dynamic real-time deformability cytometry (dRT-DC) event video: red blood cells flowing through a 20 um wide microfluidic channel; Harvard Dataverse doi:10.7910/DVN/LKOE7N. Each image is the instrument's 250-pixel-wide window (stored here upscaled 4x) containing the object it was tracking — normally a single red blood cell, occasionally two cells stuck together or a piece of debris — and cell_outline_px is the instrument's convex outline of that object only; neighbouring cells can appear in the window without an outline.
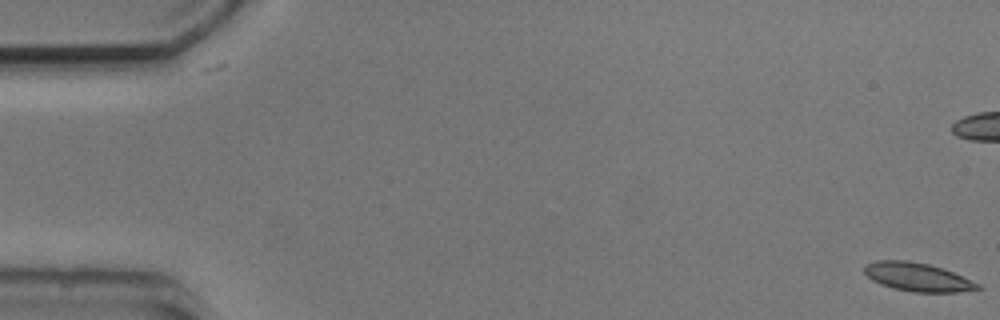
{"species": "common noctule bat (a hibernating species)", "species_latin": "Nyctalus noctula", "temperature_condition": "cold", "stored_images_in_passage": 7, "camera_frame_rate_fps": 3000, "um_per_image_px": 0.085, "animal": {"sex": "male", "body_mass_g": 20.5, "forearm_length_mm": 52.5}, "frame": {"image": 1, "passage_image": 1, "time_ms": 0.0, "image_size_px": [1000, 320], "cell_outline_px": [[984, 288], [960, 292], [912, 292], [892, 288], [880, 284], [872, 280], [864, 272], [864, 264], [876, 260], [908, 260], [928, 264], [952, 272], [980, 284]], "centroid_in_image_um": [77.97, 23.55], "position_along_channel_um": 7.0, "area_um2": 18.84}}